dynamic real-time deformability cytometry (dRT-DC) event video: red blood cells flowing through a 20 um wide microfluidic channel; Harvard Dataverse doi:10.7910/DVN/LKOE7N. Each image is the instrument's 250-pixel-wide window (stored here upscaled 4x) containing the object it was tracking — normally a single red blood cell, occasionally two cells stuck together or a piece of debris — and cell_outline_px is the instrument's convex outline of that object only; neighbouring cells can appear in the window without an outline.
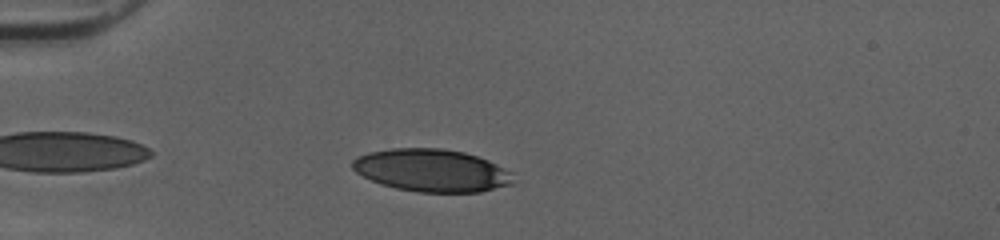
{"species": "human", "species_latin": "Homo sapiens", "temperature_condition": "cold", "stored_images_in_passage": 33, "camera_frame_rate_fps": 3000, "um_per_image_px": 0.085, "donor": {"sex": "female"}, "frame": {"image": 1, "passage_image": 3, "time_ms": 0.667, "image_size_px": [1000, 240], "cell_outline_px": [[512, 184], [480, 192], [416, 192], [396, 188], [380, 184], [356, 172], [352, 168], [352, 160], [356, 156], [368, 152], [392, 148], [440, 148], [464, 152], [488, 160], [512, 172]], "centroid_in_image_um": [36.67, 14.48], "position_along_channel_um": 48.3, "area_um2": 39.88}}
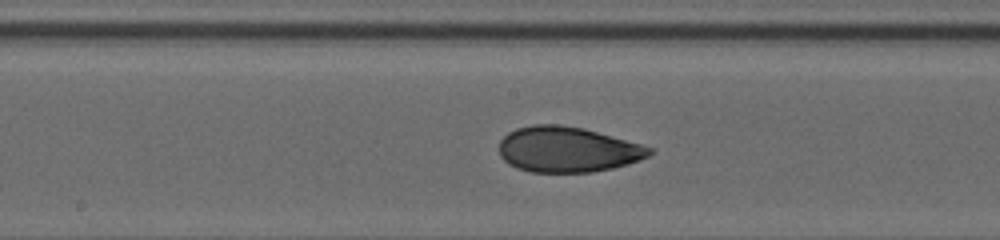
{"frame": {"image": 2, "passage_image": 16, "time_ms": 5.0, "image_size_px": [1000, 240], "cell_outline_px": [[652, 152], [648, 156], [640, 160], [628, 164], [612, 168], [592, 172], [532, 172], [516, 168], [508, 164], [500, 156], [500, 140], [508, 132], [516, 128], [532, 124], [560, 124], [584, 128], [640, 144], [652, 148]], "centroid_in_image_um": [48.21, 12.7], "position_along_channel_um": 200.0, "area_um2": 39.88}}
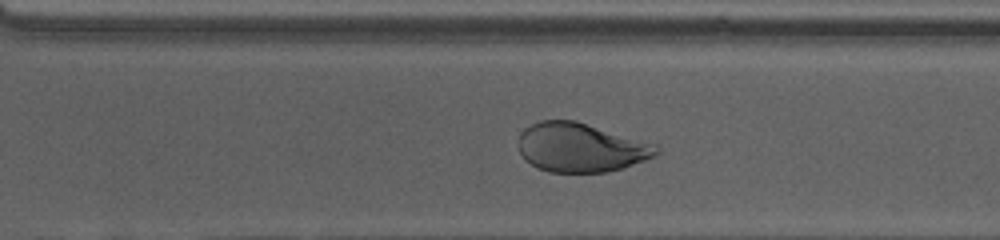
{"frame": {"image": 3, "passage_image": 25, "time_ms": 8.0, "image_size_px": [1000, 240], "cell_outline_px": [[660, 152], [644, 160], [608, 172], [548, 172], [524, 160], [520, 152], [520, 132], [524, 128], [540, 120], [576, 120], [656, 144], [660, 148]], "centroid_in_image_um": [49.36, 12.52], "position_along_channel_um": 321.2, "area_um2": 39.25}, "authors_computed_cell_mechanics": {"area_um2": 40.2288, "velocity_mm_per_s": 4.0558, "shape_relaxation_time_tau1_ms": 4.8357, "shape_relaxation_time_tau2_ms": 1.3645, "deformation_change_tau1": 0.1574, "deformation_change_tau2": 0.0645}}